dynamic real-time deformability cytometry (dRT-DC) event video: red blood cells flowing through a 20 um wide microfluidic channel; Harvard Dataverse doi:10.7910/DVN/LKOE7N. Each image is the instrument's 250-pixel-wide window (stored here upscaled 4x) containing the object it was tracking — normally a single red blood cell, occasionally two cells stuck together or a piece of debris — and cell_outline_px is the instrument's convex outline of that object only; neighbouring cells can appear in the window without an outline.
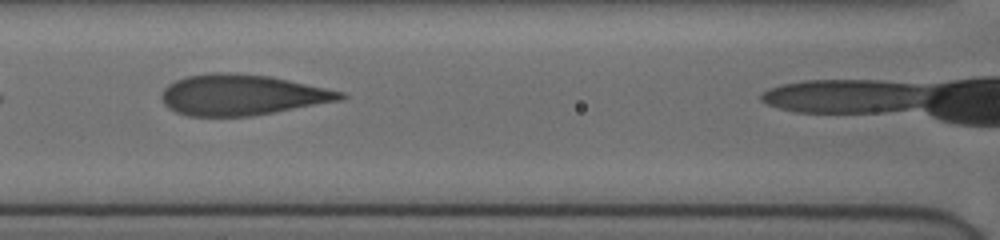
{"species": "human", "species_latin": "Homo sapiens", "temperature_condition": "cold", "stored_images_in_passage": 23, "camera_frame_rate_fps": 3000, "um_per_image_px": 0.085, "donor": {"sex": "female"}, "frame": {"image": 1, "passage_image": 7, "time_ms": 2.0, "image_size_px": [1000, 240], "cell_outline_px": [[348, 96], [340, 100], [252, 116], [188, 116], [176, 112], [168, 108], [164, 104], [160, 96], [164, 88], [168, 84], [176, 80], [188, 76], [212, 72], [236, 72], [268, 76], [288, 80], [344, 92]], "centroid_in_image_um": [20.52, 8.06], "position_along_channel_um": 146.1, "area_um2": 42.31}}